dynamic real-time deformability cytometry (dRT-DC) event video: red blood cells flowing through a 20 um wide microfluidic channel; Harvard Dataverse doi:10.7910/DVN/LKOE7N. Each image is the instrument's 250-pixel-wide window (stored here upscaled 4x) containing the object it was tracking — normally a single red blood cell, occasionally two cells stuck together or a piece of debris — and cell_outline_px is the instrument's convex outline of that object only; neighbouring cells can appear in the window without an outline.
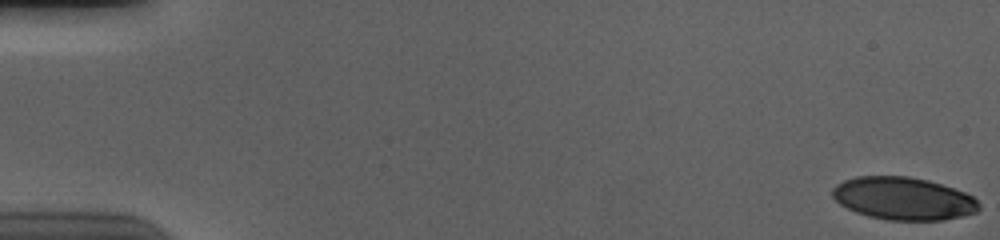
{"species": "human", "species_latin": "Homo sapiens", "temperature_condition": "cold", "stored_images_in_passage": 57, "camera_frame_rate_fps": 3000, "um_per_image_px": 0.085, "donor": {"sex": "male"}, "frame": {"image": 1, "passage_image": 1, "time_ms": 0.0, "image_size_px": [1000, 240], "cell_outline_px": [[980, 208], [976, 212], [944, 220], [888, 220], [868, 216], [856, 212], [840, 204], [832, 196], [832, 188], [836, 184], [844, 180], [856, 176], [908, 176], [928, 180], [964, 192], [972, 196], [980, 204]], "centroid_in_image_um": [76.76, 16.87], "position_along_channel_um": 8.2, "area_um2": 36.36}}
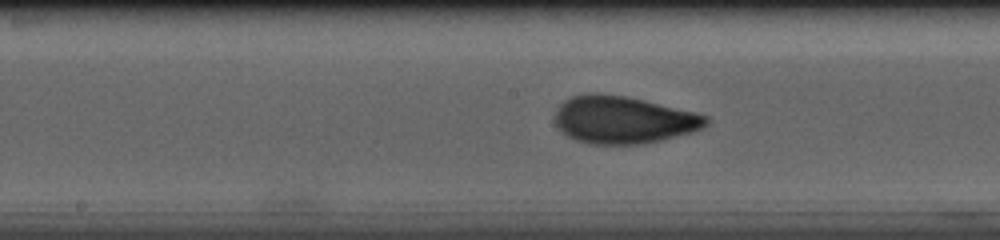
{"frame": {"image": 2, "passage_image": 30, "time_ms": 9.667, "image_size_px": [1000, 240], "cell_outline_px": [[708, 124], [692, 132], [644, 144], [588, 144], [576, 140], [568, 136], [556, 124], [556, 112], [560, 104], [564, 100], [572, 96], [588, 92], [596, 92], [624, 96], [644, 100], [696, 112], [708, 116]], "centroid_in_image_um": [52.98, 10.17], "position_along_channel_um": 195.2, "area_um2": 41.67}}
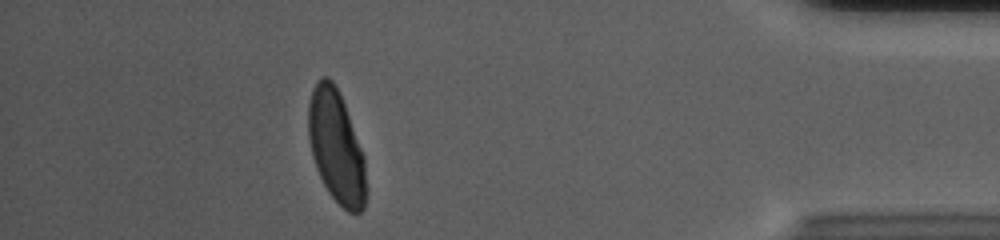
{"frame": {"image": 3, "passage_image": 51, "time_ms": 16.667, "image_size_px": [1000, 240], "cell_outline_px": [[368, 192], [364, 208], [360, 212], [348, 212], [328, 192], [316, 168], [312, 156], [308, 136], [308, 104], [312, 88], [316, 80], [320, 76], [328, 76], [332, 80], [340, 92], [364, 156]], "centroid_in_image_um": [28.58, 12.45], "position_along_channel_um": 406.6, "area_um2": 38.32}, "authors_computed_cell_mechanics": {"area_um2": 39.7664, "velocity_mm_per_s": 3.6702, "shape_relaxation_time_tau1_ms": 3.4232, "shape_relaxation_time_tau2_ms": 0.7413, "deformation_change_tau1": 0.1567, "deformation_change_tau2": 0.0502}}